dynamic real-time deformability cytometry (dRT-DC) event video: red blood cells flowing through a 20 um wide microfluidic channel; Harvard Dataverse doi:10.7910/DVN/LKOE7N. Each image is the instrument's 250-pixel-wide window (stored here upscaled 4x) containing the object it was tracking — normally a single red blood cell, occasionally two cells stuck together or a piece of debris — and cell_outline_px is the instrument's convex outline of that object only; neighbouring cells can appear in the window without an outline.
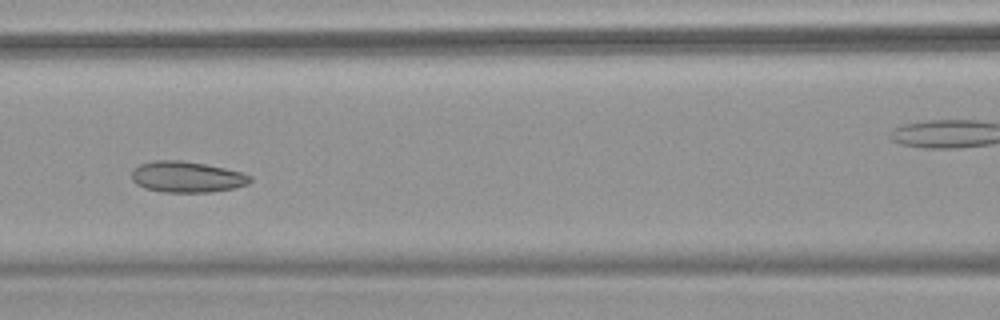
{"species": "common noctule bat (a hibernating species)", "species_latin": "Nyctalus noctula", "temperature_condition": "warm", "stored_images_in_passage": 53, "camera_frame_rate_fps": 3000, "um_per_image_px": 0.085, "animal": {"sex": "female", "body_mass_g": 18.4}, "frame": {"image": 1, "passage_image": 23, "time_ms": 7.333, "image_size_px": [1000, 320], "cell_outline_px": [[252, 180], [248, 184], [236, 188], [212, 192], [160, 192], [144, 188], [136, 184], [132, 180], [132, 172], [140, 164], [156, 160], [180, 160], [204, 164], [244, 172], [252, 176]], "centroid_in_image_um": [15.92, 15.05], "position_along_channel_um": 150.7, "area_um2": 21.56}, "authors_computed_cell_mechanics": {"area_um2": 24.1026, "velocity_mm_per_s": 3.7888, "shape_relaxation_time_tau1_ms": 8.6888, "shape_relaxation_time_tau2_ms": 4.5147, "deformation_change_tau1": 0.1207, "deformation_change_tau2": 0.1081}}